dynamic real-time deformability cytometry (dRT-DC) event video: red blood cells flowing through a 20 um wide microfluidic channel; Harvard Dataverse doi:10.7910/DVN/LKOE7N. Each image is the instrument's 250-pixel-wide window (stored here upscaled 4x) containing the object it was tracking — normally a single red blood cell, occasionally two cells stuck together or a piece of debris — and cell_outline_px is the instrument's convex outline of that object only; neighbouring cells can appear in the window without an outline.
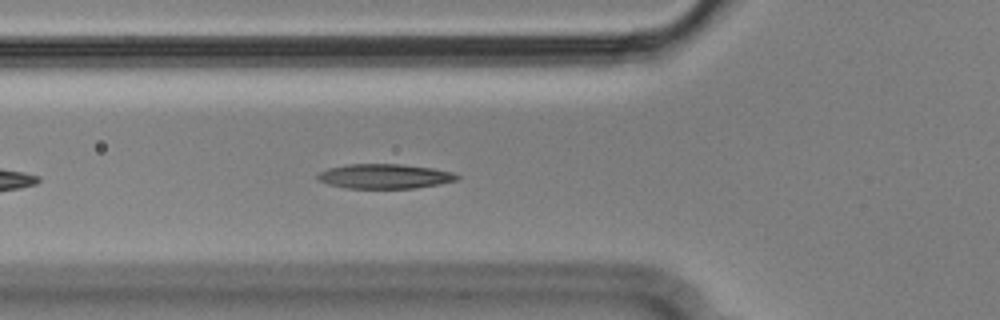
{"species": "Egyptian fruit bat (a non-hibernating species)", "species_latin": "Rousettus aegyptiacus", "temperature_condition": "cold", "stored_images_in_passage": 12, "camera_frame_rate_fps": 3000, "um_per_image_px": 0.085, "animal": {"sex": "male"}, "frame": {"image": 1, "passage_image": 7, "time_ms": 2.0, "image_size_px": [1000, 320], "cell_outline_px": [[460, 176], [456, 180], [416, 188], [348, 188], [328, 184], [320, 180], [316, 176], [320, 172], [328, 168], [344, 164], [400, 164], [432, 168], [452, 172]], "centroid_in_image_um": [32.67, 14.97], "position_along_channel_um": 93.1, "area_um2": 19.83}}